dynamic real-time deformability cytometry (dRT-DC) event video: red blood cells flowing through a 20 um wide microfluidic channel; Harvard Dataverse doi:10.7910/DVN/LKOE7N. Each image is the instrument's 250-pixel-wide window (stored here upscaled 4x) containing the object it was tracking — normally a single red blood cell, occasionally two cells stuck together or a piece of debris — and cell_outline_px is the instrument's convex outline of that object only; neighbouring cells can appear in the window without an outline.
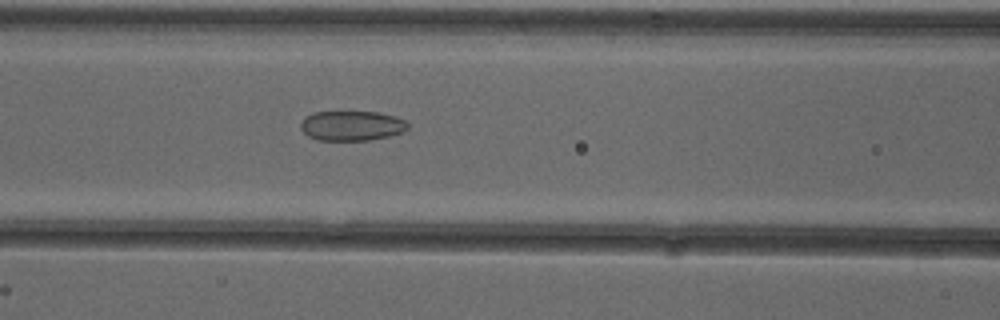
{"species": "common noctule bat (a hibernating species)", "species_latin": "Nyctalus noctula", "temperature_condition": "cold", "stored_images_in_passage": 36, "camera_frame_rate_fps": 3000, "um_per_image_px": 0.085, "animal": {"sex": "female"}, "frame": {"image": 1, "passage_image": 6, "time_ms": 1.667, "image_size_px": [1000, 320], "cell_outline_px": [[408, 128], [404, 132], [388, 136], [368, 140], [316, 140], [308, 136], [300, 128], [300, 124], [304, 116], [312, 112], [380, 112], [404, 120], [408, 124]], "centroid_in_image_um": [29.86, 10.68], "position_along_channel_um": 136.7, "area_um2": 18.67}}
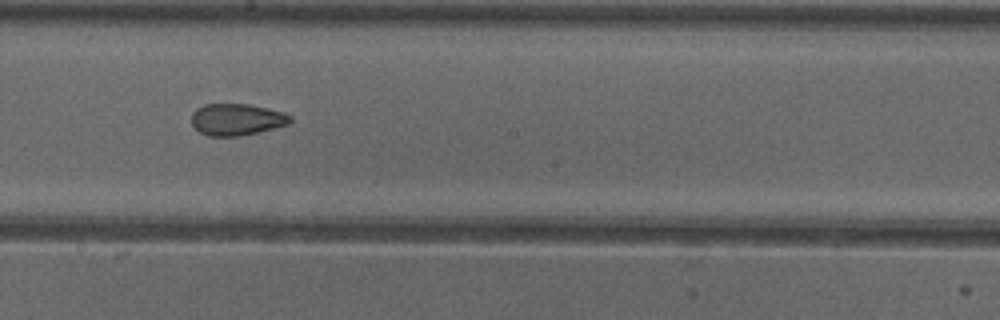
{"frame": {"image": 2, "passage_image": 13, "time_ms": 4.0, "image_size_px": [1000, 320], "cell_outline_px": [[292, 120], [288, 124], [240, 136], [208, 136], [200, 132], [192, 124], [192, 112], [196, 108], [204, 104], [248, 104], [268, 108], [284, 112], [292, 116]], "centroid_in_image_um": [20.11, 10.14], "position_along_channel_um": 228.1, "area_um2": 18.21}}
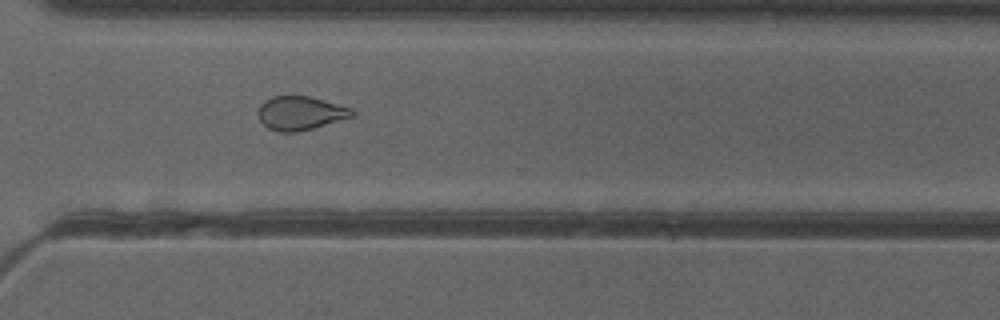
{"frame": {"image": 3, "passage_image": 22, "time_ms": 7.0, "image_size_px": [1000, 320], "cell_outline_px": [[356, 116], [312, 128], [296, 132], [280, 132], [268, 128], [260, 120], [256, 112], [260, 104], [264, 100], [272, 96], [308, 96], [324, 100], [352, 108], [356, 112]], "centroid_in_image_um": [25.53, 9.61], "position_along_channel_um": 345.1, "area_um2": 18.61}, "authors_computed_cell_mechanics": {"area_um2": 19.1029, "velocity_mm_per_s": 3.9109, "shape_relaxation_time_tau1_ms": null, "shape_relaxation_time_tau2_ms": 2.026, "deformation_change_tau1": null, "deformation_change_tau2": 0.0813}}